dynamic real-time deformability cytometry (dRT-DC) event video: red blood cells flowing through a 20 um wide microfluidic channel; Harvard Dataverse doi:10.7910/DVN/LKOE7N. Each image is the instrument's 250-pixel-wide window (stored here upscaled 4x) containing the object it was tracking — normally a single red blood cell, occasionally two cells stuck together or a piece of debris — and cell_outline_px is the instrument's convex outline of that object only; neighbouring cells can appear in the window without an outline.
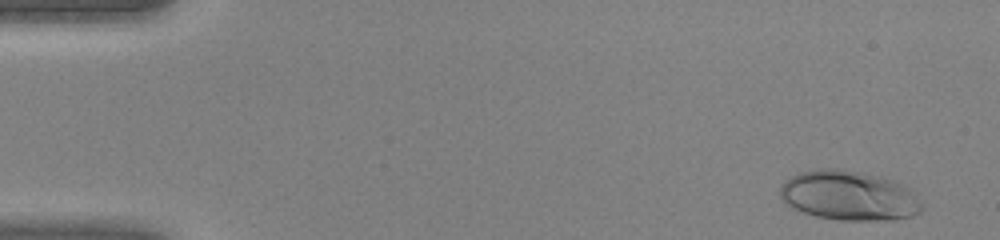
{"species": "human", "species_latin": "Homo sapiens", "temperature_condition": "warm", "stored_images_in_passage": 45, "camera_frame_rate_fps": 3000, "um_per_image_px": 0.085, "donor": {"sex": "female"}, "frame": {"image": 1, "passage_image": 3, "time_ms": 0.667, "image_size_px": [1000, 240], "cell_outline_px": [[924, 208], [920, 212], [912, 216], [896, 220], [840, 220], [816, 216], [792, 208], [784, 204], [780, 196], [780, 184], [784, 180], [800, 172], [820, 168], [840, 168], [880, 176], [892, 180], [908, 188]], "centroid_in_image_um": [72.12, 16.63], "position_along_channel_um": 12.9, "area_um2": 41.15}}
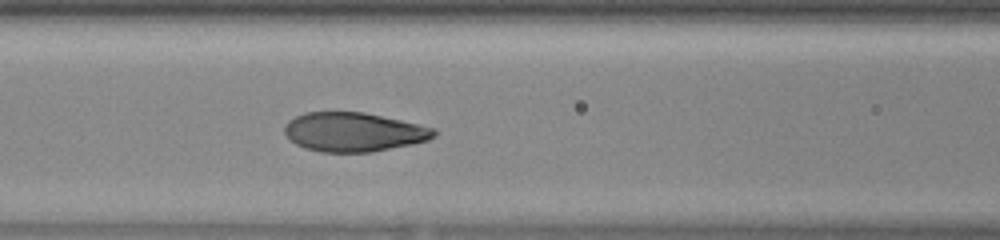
{"frame": {"image": 2, "passage_image": 20, "time_ms": 6.333, "image_size_px": [1000, 240], "cell_outline_px": [[436, 136], [428, 140], [412, 144], [372, 152], [320, 152], [304, 148], [296, 144], [284, 132], [284, 124], [288, 120], [304, 112], [364, 112], [420, 124], [436, 128]], "centroid_in_image_um": [30.07, 11.22], "position_along_channel_um": 136.5, "area_um2": 34.22}}
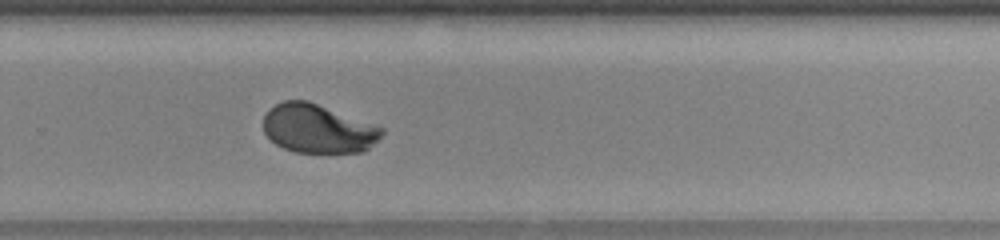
{"frame": {"image": 3, "passage_image": 31, "time_ms": 10.0, "image_size_px": [1000, 240], "cell_outline_px": [[384, 132], [364, 152], [296, 152], [284, 148], [276, 144], [264, 132], [264, 116], [268, 108], [284, 100], [308, 100], [384, 128]], "centroid_in_image_um": [27.0, 10.92], "position_along_channel_um": 302.8, "area_um2": 33.41}}